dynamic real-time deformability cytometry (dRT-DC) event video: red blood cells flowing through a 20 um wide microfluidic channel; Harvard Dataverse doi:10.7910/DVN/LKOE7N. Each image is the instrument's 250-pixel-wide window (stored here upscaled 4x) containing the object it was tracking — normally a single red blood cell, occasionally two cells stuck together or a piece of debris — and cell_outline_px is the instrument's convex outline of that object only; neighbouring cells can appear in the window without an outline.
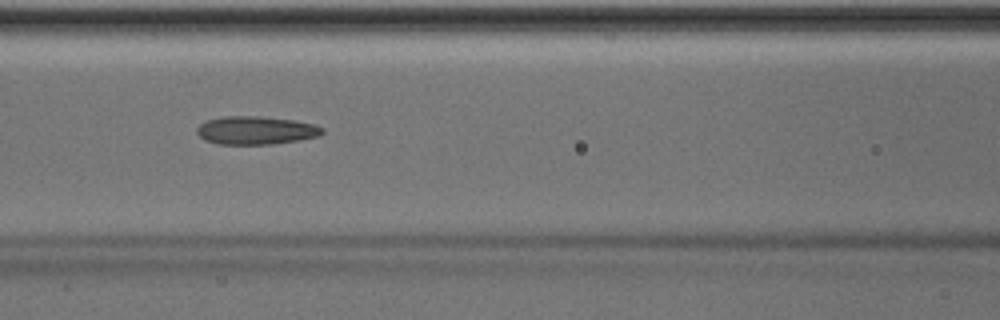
{"species": "Egyptian fruit bat (a non-hibernating species)", "species_latin": "Rousettus aegyptiacus", "temperature_condition": "room temperature", "stored_images_in_passage": 50, "camera_frame_rate_fps": 3000, "um_per_image_px": 0.085, "animal": {"sex": "male"}, "frame": {"image": 1, "passage_image": 22, "time_ms": 7.0, "image_size_px": [1000, 320], "cell_outline_px": [[324, 132], [320, 136], [300, 140], [272, 144], [216, 144], [204, 140], [196, 132], [196, 128], [200, 124], [208, 120], [224, 116], [260, 116], [292, 120], [316, 124], [324, 128]], "centroid_in_image_um": [21.77, 11.08], "position_along_channel_um": 144.8, "area_um2": 20.75}}
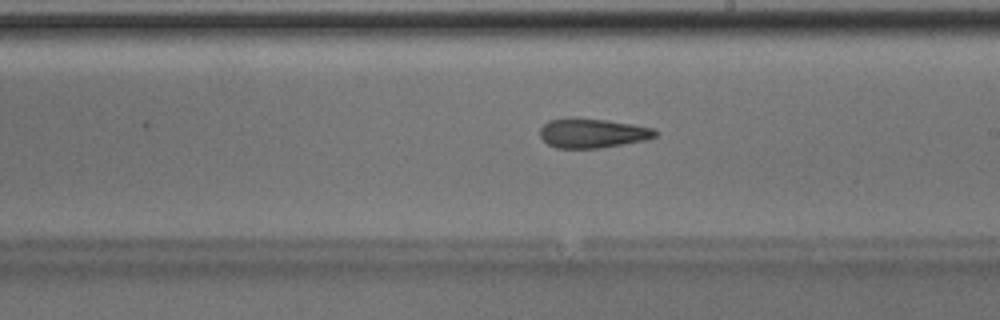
{"frame": {"image": 2, "passage_image": 29, "time_ms": 9.333, "image_size_px": [1000, 320], "cell_outline_px": [[656, 136], [648, 140], [600, 148], [556, 148], [548, 144], [540, 136], [540, 128], [548, 120], [572, 116], [604, 120], [632, 124], [652, 128], [656, 132]], "centroid_in_image_um": [50.32, 11.31], "position_along_channel_um": 238.7, "area_um2": 19.94}}
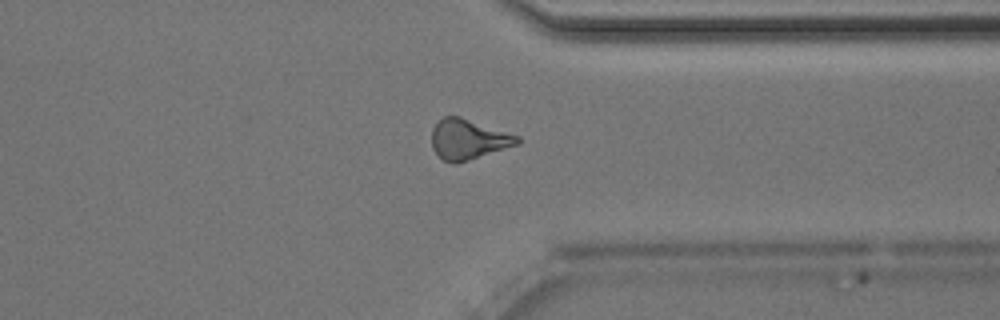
{"frame": {"image": 3, "passage_image": 39, "time_ms": 12.667, "image_size_px": [1000, 320], "cell_outline_px": [[520, 144], [456, 164], [452, 164], [444, 160], [432, 148], [432, 128], [444, 116], [460, 116], [520, 136]], "centroid_in_image_um": [39.82, 11.84], "position_along_channel_um": 371.6, "area_um2": 20.06}, "authors_computed_cell_mechanics": {"area_um2": 20.7502, "velocity_mm_per_s": 4.0377, "shape_relaxation_time_tau1_ms": null, "shape_relaxation_time_tau2_ms": 3.9978, "deformation_change_tau1": null, "deformation_change_tau2": 0.1315}}